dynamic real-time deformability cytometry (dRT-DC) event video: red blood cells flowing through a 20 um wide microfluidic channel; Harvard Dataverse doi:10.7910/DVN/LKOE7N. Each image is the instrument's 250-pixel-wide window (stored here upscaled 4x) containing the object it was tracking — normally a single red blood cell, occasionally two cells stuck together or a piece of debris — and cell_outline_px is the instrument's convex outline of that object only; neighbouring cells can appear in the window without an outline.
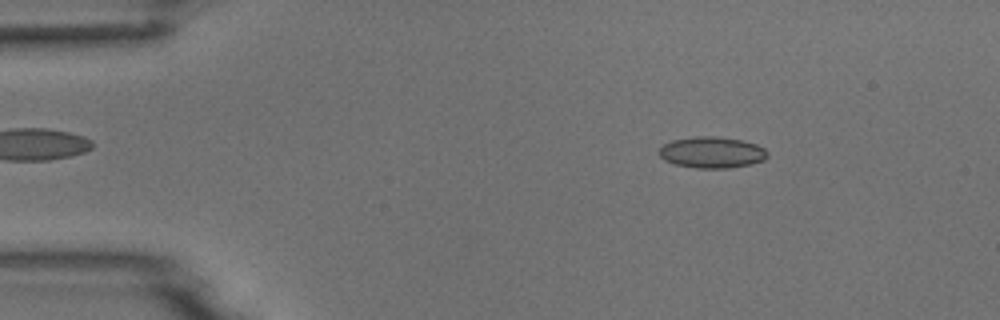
{"species": "common noctule bat (a hibernating species)", "species_latin": "Nyctalus noctula", "temperature_condition": "room temperature", "stored_images_in_passage": 4, "camera_frame_rate_fps": 3000, "um_per_image_px": 0.085, "animal": {"sex": "male", "body_mass_g": 18.8}, "frame": {"image": 1, "passage_image": 2, "time_ms": 1.0, "image_size_px": [1000, 320], "cell_outline_px": [[768, 156], [764, 160], [752, 164], [728, 168], [696, 168], [676, 164], [664, 160], [660, 156], [660, 148], [664, 144], [672, 140], [696, 136], [716, 136], [744, 140], [756, 144], [764, 148], [768, 152]], "centroid_in_image_um": [60.55, 12.95], "position_along_channel_um": 24.5, "area_um2": 19.83}}